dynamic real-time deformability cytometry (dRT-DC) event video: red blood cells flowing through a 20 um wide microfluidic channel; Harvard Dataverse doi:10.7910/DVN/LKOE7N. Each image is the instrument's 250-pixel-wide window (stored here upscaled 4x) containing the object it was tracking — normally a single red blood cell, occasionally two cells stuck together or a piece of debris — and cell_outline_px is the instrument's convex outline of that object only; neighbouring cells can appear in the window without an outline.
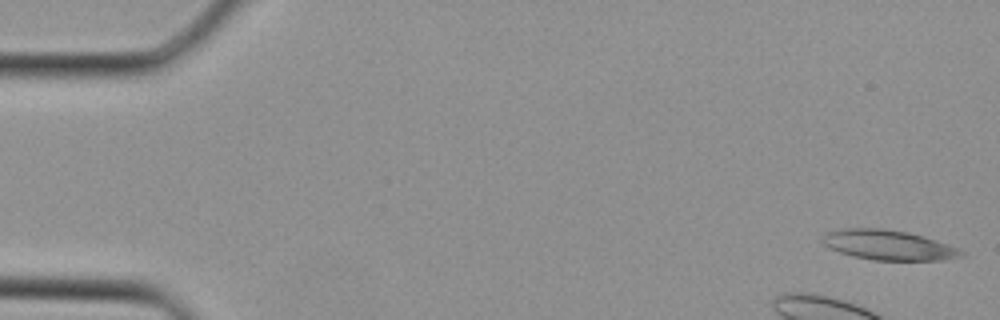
{"species": "Egyptian fruit bat (a non-hibernating species)", "species_latin": "Rousettus aegyptiacus", "temperature_condition": "cold", "stored_images_in_passage": 22, "camera_frame_rate_fps": 3000, "um_per_image_px": 0.085, "animal": {"sex": "female"}, "frame": {"image": 1, "passage_image": 1, "time_ms": 0.0, "image_size_px": [1000, 320], "cell_outline_px": [[964, 256], [940, 260], [872, 260], [840, 252], [828, 248], [820, 240], [828, 232], [844, 228], [884, 228], [908, 232], [956, 248], [964, 252]], "centroid_in_image_um": [75.45, 20.83], "position_along_channel_um": 9.5, "area_um2": 23.76}}